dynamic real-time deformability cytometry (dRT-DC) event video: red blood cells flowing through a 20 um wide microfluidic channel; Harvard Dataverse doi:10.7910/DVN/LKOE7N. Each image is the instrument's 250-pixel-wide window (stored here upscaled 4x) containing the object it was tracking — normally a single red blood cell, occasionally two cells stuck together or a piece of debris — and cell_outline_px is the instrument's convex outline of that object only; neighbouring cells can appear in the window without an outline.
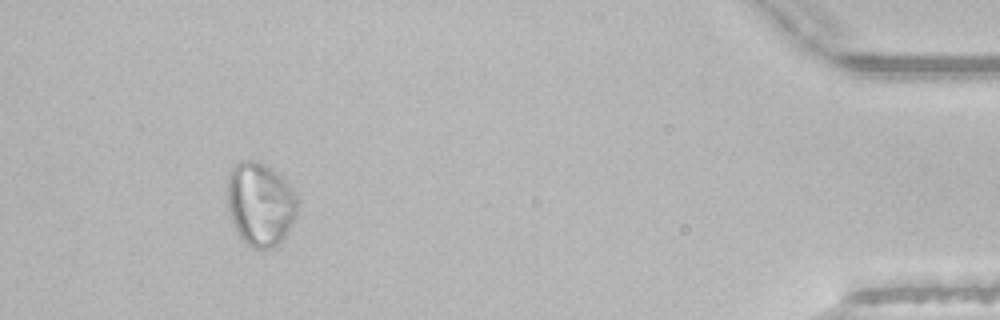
{"species": "common noctule bat (a hibernating species)", "species_latin": "Nyctalus noctula", "temperature_condition": "room temperature", "stored_images_in_passage": 52, "segment_of_instrument_passage": [2, 2], "camera_frame_rate_fps": 3000, "um_per_image_px": 0.085, "animal": {"sex": "male", "body_mass_g": 21.5, "forearm_length_mm": 52.0}, "frame": {"image": 1, "passage_image": 48, "time_ms": 15.667, "image_size_px": [1000, 320], "cell_outline_px": [[296, 212], [288, 232], [272, 248], [252, 248], [240, 236], [232, 220], [228, 204], [228, 172], [240, 160], [256, 160], [264, 164], [280, 176], [292, 188], [296, 196]], "centroid_in_image_um": [22.1, 17.32], "position_along_channel_um": 413.1, "area_um2": 33.47}}